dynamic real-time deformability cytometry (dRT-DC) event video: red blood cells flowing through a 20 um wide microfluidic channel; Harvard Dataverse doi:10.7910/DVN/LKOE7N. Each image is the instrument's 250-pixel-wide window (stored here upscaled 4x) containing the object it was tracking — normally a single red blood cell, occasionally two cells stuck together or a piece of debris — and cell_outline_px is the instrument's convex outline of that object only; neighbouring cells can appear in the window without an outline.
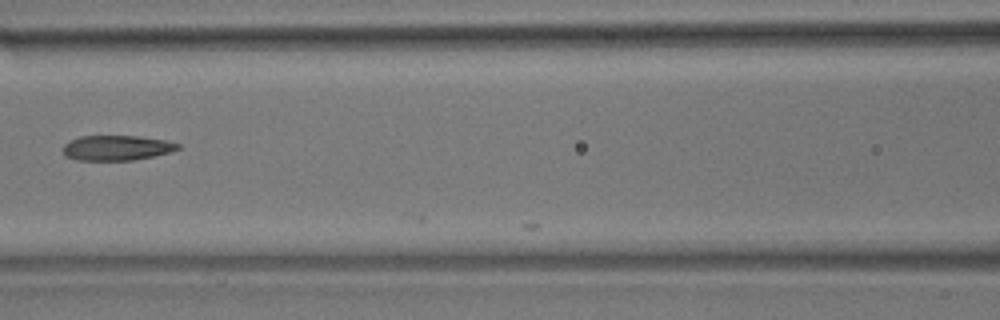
{"species": "common noctule bat (a hibernating species)", "species_latin": "Nyctalus noctula", "temperature_condition": "room temperature", "stored_images_in_passage": 8, "camera_frame_rate_fps": 3000, "um_per_image_px": 0.085, "animal": {"sex": "male", "body_mass_g": 17.9}, "frame": {"image": 1, "passage_image": 7, "time_ms": 2.0, "image_size_px": [1000, 320], "cell_outline_px": [[180, 148], [168, 152], [152, 156], [132, 160], [76, 160], [64, 156], [64, 144], [80, 136], [140, 136], [164, 140], [180, 144]], "centroid_in_image_um": [9.9, 12.56], "position_along_channel_um": 156.7, "area_um2": 16.59}}